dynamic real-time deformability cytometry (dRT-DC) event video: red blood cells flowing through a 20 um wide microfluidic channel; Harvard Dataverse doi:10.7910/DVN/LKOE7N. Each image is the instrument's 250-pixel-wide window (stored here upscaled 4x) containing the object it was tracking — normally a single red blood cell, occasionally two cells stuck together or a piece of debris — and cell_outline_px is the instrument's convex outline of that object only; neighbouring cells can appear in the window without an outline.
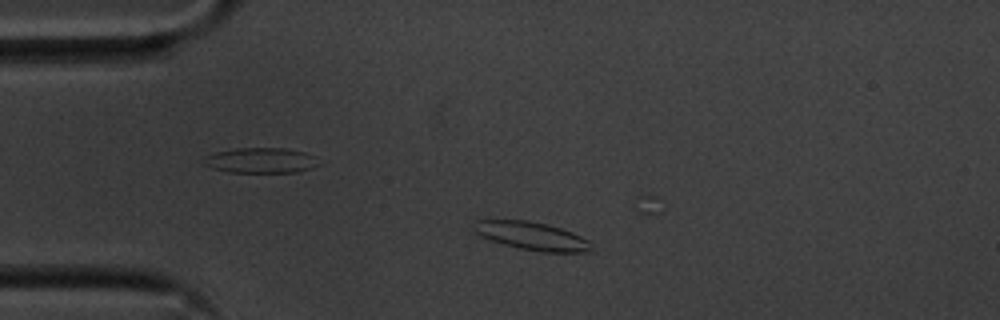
{"species": "common noctule bat (a hibernating species)", "species_latin": "Nyctalus noctula", "temperature_condition": "cold", "stored_images_in_passage": 42, "camera_frame_rate_fps": 3000, "um_per_image_px": 0.085, "animal": {"sex": "male", "body_mass_g": 20.1, "forearm_length_mm": 53.5}, "frame": {"image": 1, "passage_image": 8, "time_ms": 2.333, "image_size_px": [1000, 320], "cell_outline_px": [[596, 252], [544, 252], [520, 248], [504, 244], [480, 236], [476, 232], [476, 220], [528, 220], [548, 224], [572, 232], [588, 240], [592, 244]], "centroid_in_image_um": [45.31, 20.07], "position_along_channel_um": 39.7, "area_um2": 19.13}}
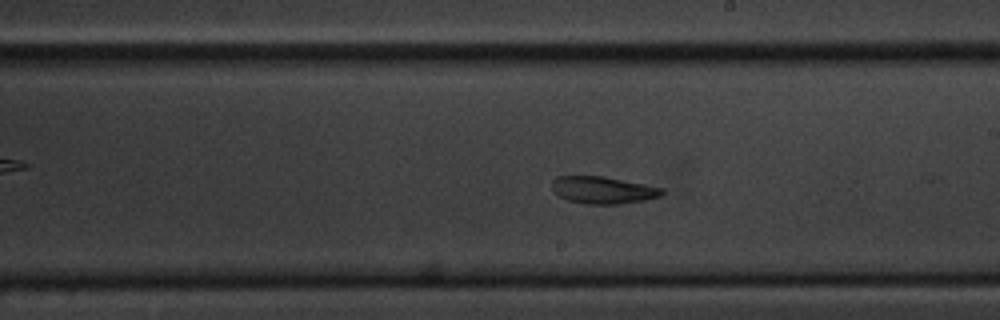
{"frame": {"image": 2, "passage_image": 27, "time_ms": 8.667, "image_size_px": [1000, 320], "cell_outline_px": [[664, 192], [660, 196], [644, 200], [620, 204], [584, 204], [568, 200], [552, 192], [552, 180], [556, 176], [604, 176], [664, 188]], "centroid_in_image_um": [51.23, 16.15], "position_along_channel_um": 237.8, "area_um2": 17.51}}
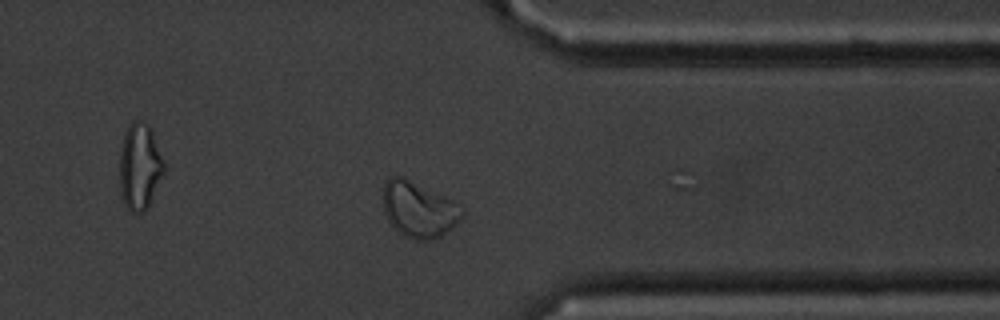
{"frame": {"image": 3, "passage_image": 39, "time_ms": 12.667, "image_size_px": [1000, 320], "cell_outline_px": [[464, 216], [452, 228], [440, 236], [432, 240], [412, 240], [404, 236], [388, 220], [384, 212], [380, 196], [384, 184], [388, 176], [404, 176], [452, 200], [464, 208]], "centroid_in_image_um": [35.56, 17.78], "position_along_channel_um": 375.8, "area_um2": 26.13}}